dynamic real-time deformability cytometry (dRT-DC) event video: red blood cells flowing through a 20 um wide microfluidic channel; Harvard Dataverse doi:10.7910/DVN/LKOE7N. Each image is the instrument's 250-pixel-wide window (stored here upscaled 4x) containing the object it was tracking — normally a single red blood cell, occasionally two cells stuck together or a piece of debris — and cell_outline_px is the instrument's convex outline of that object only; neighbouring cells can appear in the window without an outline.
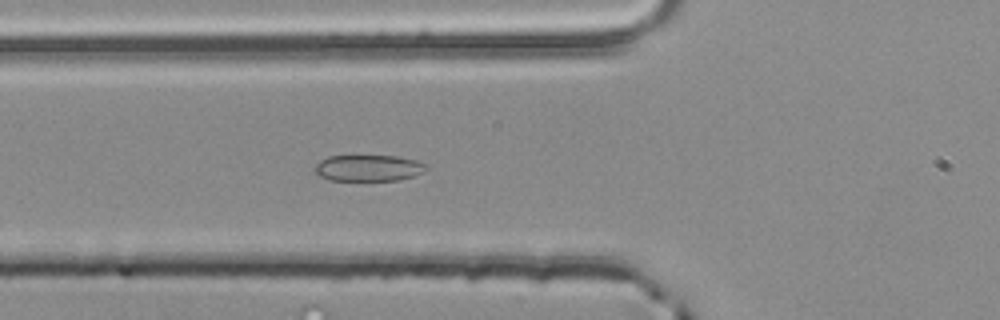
{"species": "common noctule bat (a hibernating species)", "species_latin": "Nyctalus noctula", "temperature_condition": "room temperature", "stored_images_in_passage": 37, "camera_frame_rate_fps": 3000, "um_per_image_px": 0.085, "animal": {"sex": "male", "body_mass_g": 20.4}, "frame": {"image": 1, "passage_image": 3, "time_ms": 0.667, "image_size_px": [1000, 320], "cell_outline_px": [[428, 168], [424, 172], [416, 176], [400, 180], [328, 180], [320, 176], [316, 172], [316, 164], [320, 160], [328, 156], [400, 156], [416, 160], [428, 164]], "centroid_in_image_um": [31.39, 14.28], "position_along_channel_um": 94.4, "area_um2": 17.22}}
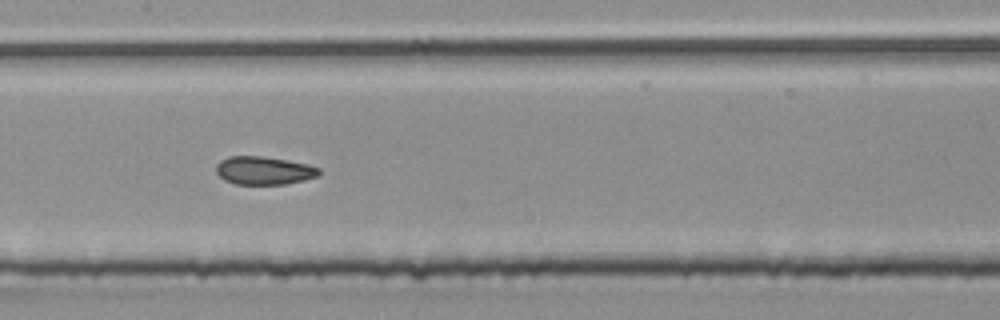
{"frame": {"image": 2, "passage_image": 10, "time_ms": 3.0, "image_size_px": [1000, 320], "cell_outline_px": [[320, 172], [316, 176], [304, 180], [284, 184], [236, 184], [224, 180], [216, 172], [216, 164], [220, 160], [228, 156], [260, 156], [288, 160], [308, 164], [320, 168]], "centroid_in_image_um": [22.41, 14.49], "position_along_channel_um": 185.0, "area_um2": 16.88}}
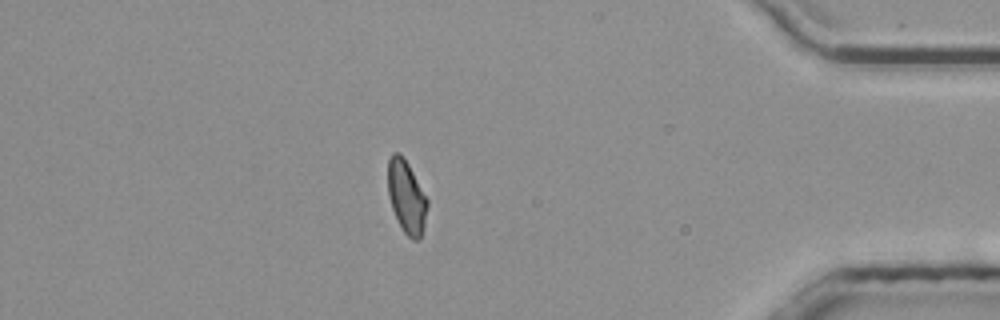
{"frame": {"image": 3, "passage_image": 30, "time_ms": 9.667, "image_size_px": [1000, 320], "cell_outline_px": [[428, 204], [424, 224], [420, 240], [412, 240], [404, 232], [392, 208], [388, 192], [388, 160], [392, 152], [400, 152], [408, 164], [428, 200]], "centroid_in_image_um": [34.55, 16.72], "position_along_channel_um": 400.7, "area_um2": 16.53}, "authors_computed_cell_mechanics": {"area_um2": 16.8776, "velocity_mm_per_s": 3.8518, "shape_relaxation_time_tau1_ms": 4.6771, "shape_relaxation_time_tau2_ms": 1.2199, "deformation_change_tau1": 0.1107, "deformation_change_tau2": 0.0701}}